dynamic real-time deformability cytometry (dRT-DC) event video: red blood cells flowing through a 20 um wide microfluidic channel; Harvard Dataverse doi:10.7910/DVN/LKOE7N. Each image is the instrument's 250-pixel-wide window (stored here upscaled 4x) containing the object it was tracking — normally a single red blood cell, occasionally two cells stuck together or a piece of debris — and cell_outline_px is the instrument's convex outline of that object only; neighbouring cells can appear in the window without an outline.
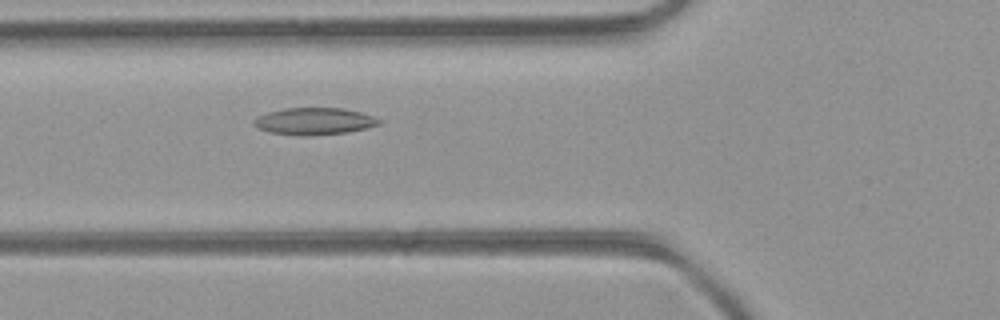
{"species": "common noctule bat (a hibernating species)", "species_latin": "Nyctalus noctula", "temperature_condition": "room temperature", "stored_images_in_passage": 41, "camera_frame_rate_fps": 3000, "um_per_image_px": 0.085, "animal": {"sex": "female", "body_mass_g": 21.9}, "frame": {"image": 1, "passage_image": 10, "time_ms": 3.0, "image_size_px": [1000, 320], "cell_outline_px": [[380, 124], [368, 128], [348, 132], [308, 136], [300, 136], [268, 132], [256, 128], [252, 124], [252, 120], [256, 116], [268, 112], [284, 108], [344, 108], [360, 112], [372, 116], [380, 120]], "centroid_in_image_um": [26.65, 10.31], "position_along_channel_um": 99.1, "area_um2": 19.94}}
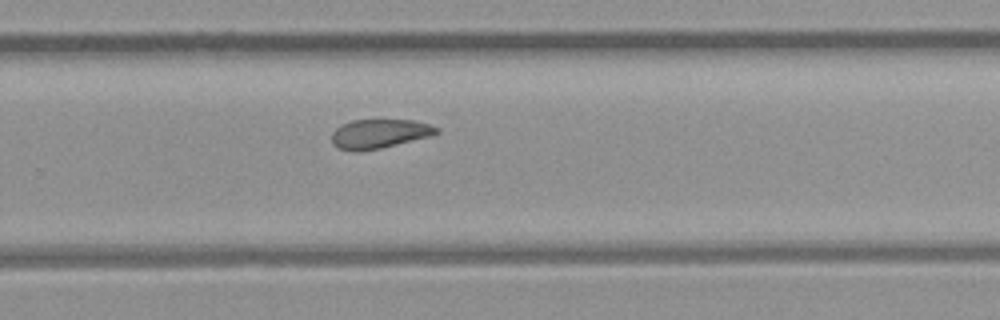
{"frame": {"image": 2, "passage_image": 24, "time_ms": 7.667, "image_size_px": [1000, 320], "cell_outline_px": [[440, 132], [432, 136], [380, 148], [356, 152], [352, 152], [340, 148], [332, 144], [332, 132], [340, 124], [352, 120], [412, 120], [428, 124], [440, 128]], "centroid_in_image_um": [32.24, 11.37], "position_along_channel_um": 297.6, "area_um2": 17.92}}
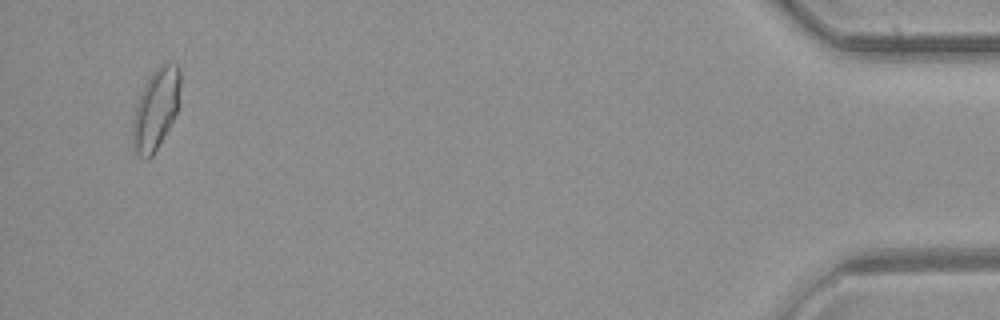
{"frame": {"image": 3, "passage_image": 39, "time_ms": 12.667, "image_size_px": [1000, 320], "cell_outline_px": [[180, 104], [168, 128], [152, 156], [148, 160], [144, 160], [136, 152], [132, 140], [132, 124], [136, 108], [144, 84], [152, 72], [164, 60], [168, 60], [176, 64], [180, 68]], "centroid_in_image_um": [13.27, 9.21], "position_along_channel_um": 421.9, "area_um2": 22.54}, "authors_computed_cell_mechanics": {"area_um2": 18.9006, "velocity_mm_per_s": 4.2421, "shape_relaxation_time_tau1_ms": null, "shape_relaxation_time_tau2_ms": 7.3444, "deformation_change_tau1": null, "deformation_change_tau2": 0.1375}}